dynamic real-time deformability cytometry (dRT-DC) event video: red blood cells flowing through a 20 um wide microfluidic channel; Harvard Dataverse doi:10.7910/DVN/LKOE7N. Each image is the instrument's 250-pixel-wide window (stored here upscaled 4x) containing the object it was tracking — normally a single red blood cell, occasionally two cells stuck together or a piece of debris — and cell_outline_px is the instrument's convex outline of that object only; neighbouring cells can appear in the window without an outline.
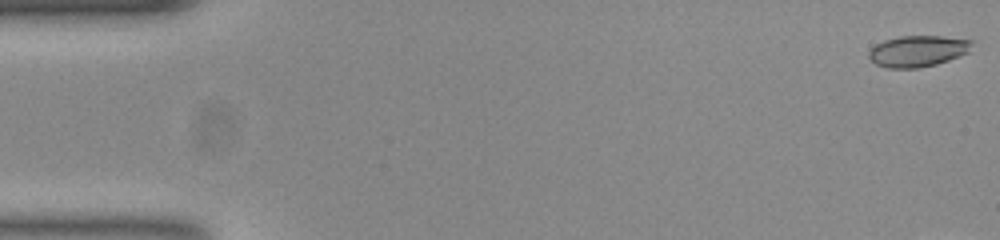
{"species": "common noctule bat (a hibernating species)", "species_latin": "Nyctalus noctula", "temperature_condition": "room temperature", "stored_images_in_passage": 12, "camera_frame_rate_fps": 3000, "um_per_image_px": 0.085, "animal": {"sex": "female", "body_mass_g": 23.0, "forearm_length_mm": 53.4}, "frame": {"image": 1, "passage_image": 1, "time_ms": 0.0, "image_size_px": [1000, 240], "cell_outline_px": [[972, 44], [968, 52], [960, 56], [936, 64], [916, 68], [888, 68], [876, 64], [868, 56], [868, 52], [876, 44], [884, 40], [900, 36], [940, 36], [972, 40]], "centroid_in_image_um": [78.0, 4.34], "position_along_channel_um": 7.0, "area_um2": 18.61}}